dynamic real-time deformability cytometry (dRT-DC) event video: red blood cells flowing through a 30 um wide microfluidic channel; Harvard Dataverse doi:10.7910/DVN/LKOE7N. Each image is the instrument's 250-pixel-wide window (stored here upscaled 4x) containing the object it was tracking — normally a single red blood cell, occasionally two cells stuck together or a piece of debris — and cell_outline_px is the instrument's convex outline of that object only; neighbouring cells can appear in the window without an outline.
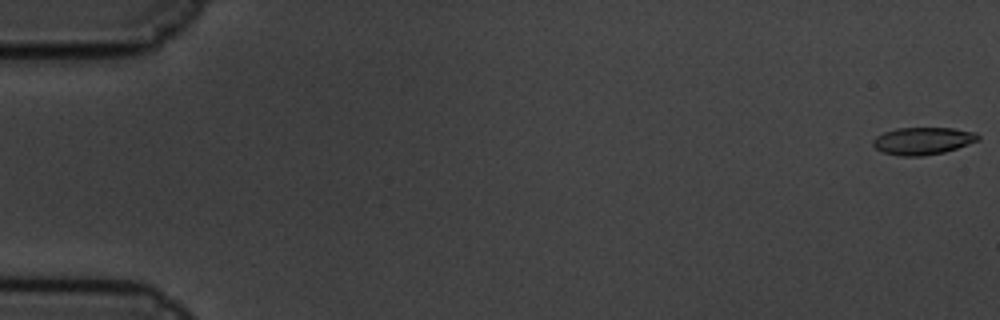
{"species": "common noctule bat (a hibernating species)", "species_latin": "Nyctalus noctula", "temperature_condition": "cold", "stored_images_in_passage": 61, "camera_frame_rate_fps": 3000, "um_per_image_px": 0.085, "animal": {"sex": "male", "body_mass_g": 19.5, "forearm_length_mm": 54.6}, "frame": {"image": 1, "passage_image": 1, "time_ms": 0.0, "image_size_px": [1000, 320], "cell_outline_px": [[980, 140], [944, 152], [924, 156], [900, 156], [884, 152], [876, 148], [872, 144], [872, 140], [876, 136], [884, 132], [896, 128], [952, 128], [976, 132], [980, 136]], "centroid_in_image_um": [78.44, 11.97], "position_along_channel_um": 6.6, "area_um2": 16.76}}
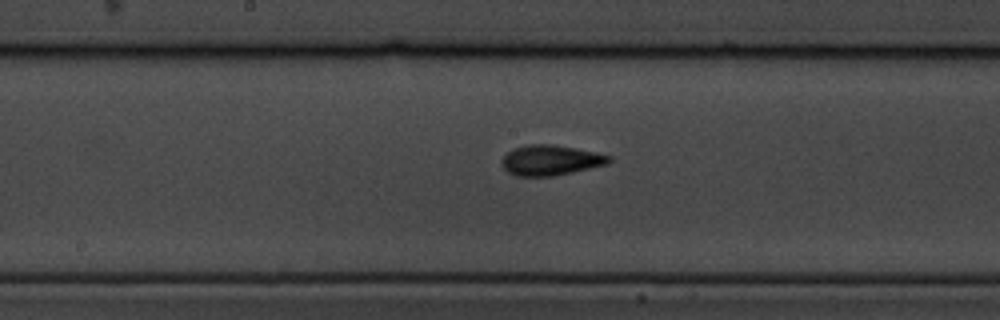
{"frame": {"image": 2, "passage_image": 32, "time_ms": 10.333, "image_size_px": [1000, 320], "cell_outline_px": [[612, 160], [608, 164], [572, 172], [552, 176], [516, 176], [508, 172], [500, 164], [504, 156], [508, 152], [516, 148], [528, 144], [552, 144], [576, 148], [596, 152], [612, 156]], "centroid_in_image_um": [46.82, 13.62], "position_along_channel_um": 201.4, "area_um2": 18.9}}
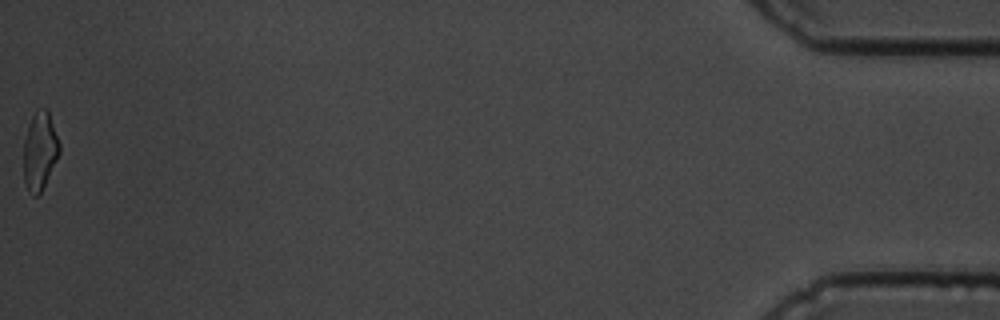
{"frame": {"image": 3, "passage_image": 61, "time_ms": 20.0, "image_size_px": [1000, 320], "cell_outline_px": [[60, 152], [40, 192], [36, 196], [32, 196], [28, 192], [24, 180], [24, 140], [28, 124], [36, 108], [48, 108], [60, 144]], "centroid_in_image_um": [3.38, 12.78], "position_along_channel_um": 431.8, "area_um2": 16.3}, "authors_computed_cell_mechanics": {"area_um2": 17.2822, "velocity_mm_per_s": 3.365, "shape_relaxation_time_tau1_ms": 3.0006, "shape_relaxation_time_tau2_ms": 1.788, "deformation_change_tau1": 0.1507, "deformation_change_tau2": 0.078}}